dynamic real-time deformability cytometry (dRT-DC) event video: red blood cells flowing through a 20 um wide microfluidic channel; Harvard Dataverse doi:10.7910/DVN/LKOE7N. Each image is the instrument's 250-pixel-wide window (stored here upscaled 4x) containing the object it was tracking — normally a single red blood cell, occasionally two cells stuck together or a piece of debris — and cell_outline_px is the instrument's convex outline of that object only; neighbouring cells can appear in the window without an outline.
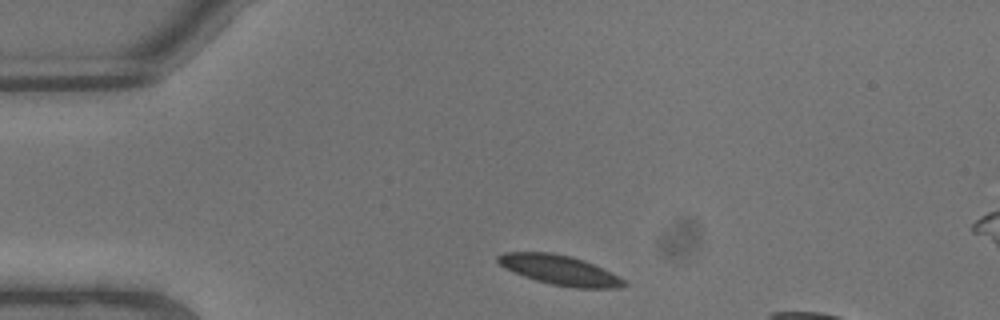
{"species": "common noctule bat (a hibernating species)", "species_latin": "Nyctalus noctula", "temperature_condition": "warm", "stored_images_in_passage": 3, "camera_frame_rate_fps": 3000, "um_per_image_px": 0.085, "animal": {"sex": "male", "body_mass_g": 13.3}, "frame": {"image": 1, "passage_image": 1, "time_ms": 0.0, "image_size_px": [1000, 320], "cell_outline_px": [[628, 284], [620, 288], [576, 288], [552, 284], [536, 280], [524, 276], [504, 268], [496, 260], [496, 256], [504, 252], [552, 252], [572, 256], [584, 260], [628, 280]], "centroid_in_image_um": [47.6, 22.95], "position_along_channel_um": 37.4, "area_um2": 21.96}}